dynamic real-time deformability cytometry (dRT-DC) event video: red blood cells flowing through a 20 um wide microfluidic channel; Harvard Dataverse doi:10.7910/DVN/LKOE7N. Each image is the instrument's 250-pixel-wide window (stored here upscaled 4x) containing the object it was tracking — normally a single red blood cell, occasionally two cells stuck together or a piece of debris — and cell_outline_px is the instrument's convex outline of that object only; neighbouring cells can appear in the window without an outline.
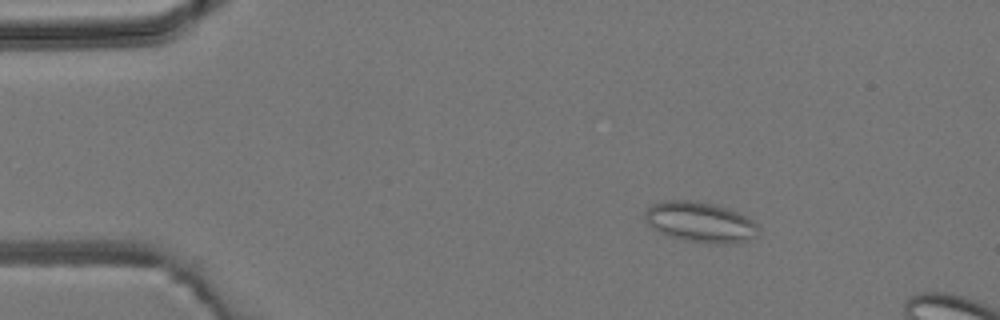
{"species": "common noctule bat (a hibernating species)", "species_latin": "Nyctalus noctula", "temperature_condition": "room temperature", "stored_images_in_passage": 5, "camera_frame_rate_fps": 3000, "um_per_image_px": 0.085, "animal": {"sex": "male", "body_mass_g": 19.2, "forearm_length_mm": 51.8}, "frame": {"image": 1, "passage_image": 3, "time_ms": 2.333, "image_size_px": [1000, 320], "cell_outline_px": [[760, 228], [756, 236], [748, 240], [732, 244], [716, 244], [684, 240], [668, 236], [652, 228], [648, 224], [644, 216], [644, 212], [652, 204], [664, 200], [692, 200], [712, 204], [728, 208], [752, 220]], "centroid_in_image_um": [59.51, 18.89], "position_along_channel_um": 25.5, "area_um2": 26.76}}